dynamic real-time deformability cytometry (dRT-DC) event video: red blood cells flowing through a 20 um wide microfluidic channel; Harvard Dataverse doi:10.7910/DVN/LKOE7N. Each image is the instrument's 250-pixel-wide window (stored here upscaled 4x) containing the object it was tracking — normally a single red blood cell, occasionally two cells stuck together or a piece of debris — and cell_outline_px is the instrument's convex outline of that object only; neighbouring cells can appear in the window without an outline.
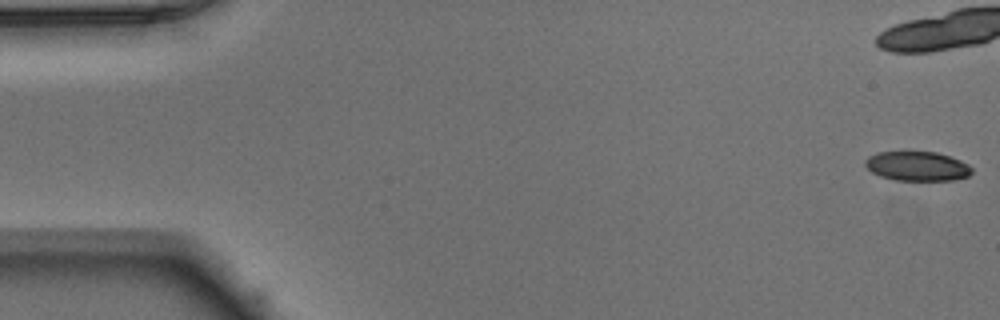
{"species": "Egyptian fruit bat (a non-hibernating species)", "species_latin": "Rousettus aegyptiacus", "temperature_condition": "warm", "stored_images_in_passage": 52, "camera_frame_rate_fps": 3000, "um_per_image_px": 0.085, "animal": {"sex": "male"}, "frame": {"image": 1, "passage_image": 1, "time_ms": 0.0, "image_size_px": [1000, 320], "cell_outline_px": [[972, 172], [968, 176], [952, 180], [896, 180], [880, 176], [872, 172], [864, 164], [864, 160], [868, 156], [876, 152], [908, 148], [936, 152], [960, 160], [968, 164], [972, 168]], "centroid_in_image_um": [77.9, 14.06], "position_along_channel_um": 7.1, "area_um2": 19.07}, "authors_computed_cell_mechanics": {"area_um2": 20.519, "velocity_mm_per_s": 3.9488, "shape_relaxation_time_tau1_ms": 5.4295, "shape_relaxation_time_tau2_ms": 1.9616, "deformation_change_tau1": 0.1768, "deformation_change_tau2": 0.0713}}